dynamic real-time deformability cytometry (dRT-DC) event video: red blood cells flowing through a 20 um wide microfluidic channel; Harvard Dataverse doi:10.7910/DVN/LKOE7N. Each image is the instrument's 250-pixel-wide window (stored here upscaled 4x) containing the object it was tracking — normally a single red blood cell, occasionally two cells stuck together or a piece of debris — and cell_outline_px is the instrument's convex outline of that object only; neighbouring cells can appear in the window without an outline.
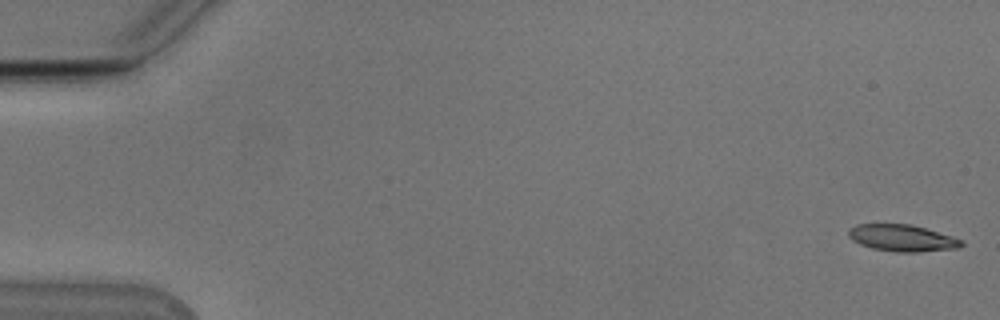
{"species": "Egyptian fruit bat (a non-hibernating species)", "species_latin": "Rousettus aegyptiacus", "temperature_condition": "cold", "stored_images_in_passage": 17, "camera_frame_rate_fps": 3000, "um_per_image_px": 0.085, "animal": {"sex": "male"}, "frame": {"image": 1, "passage_image": 1, "time_ms": 0.0, "image_size_px": [1000, 320], "cell_outline_px": [[964, 244], [956, 248], [916, 252], [896, 252], [872, 248], [860, 244], [852, 240], [848, 236], [848, 228], [856, 224], [912, 224], [952, 236], [964, 240]], "centroid_in_image_um": [76.66, 20.22], "position_along_channel_um": 8.3, "area_um2": 17.63}}
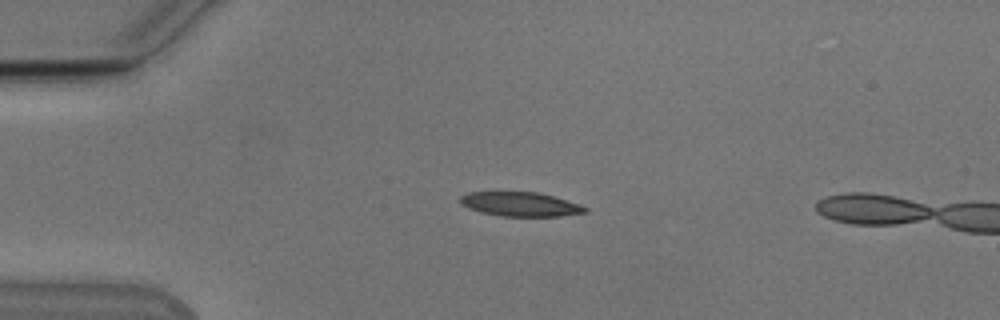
{"frame": {"image": 2, "passage_image": 13, "time_ms": 4.0, "image_size_px": [1000, 320], "cell_outline_px": [[588, 212], [560, 216], [500, 216], [480, 212], [468, 208], [460, 204], [460, 196], [468, 192], [540, 192], [580, 204], [588, 208]], "centroid_in_image_um": [44.23, 17.35], "position_along_channel_um": 40.8, "area_um2": 17.74}}